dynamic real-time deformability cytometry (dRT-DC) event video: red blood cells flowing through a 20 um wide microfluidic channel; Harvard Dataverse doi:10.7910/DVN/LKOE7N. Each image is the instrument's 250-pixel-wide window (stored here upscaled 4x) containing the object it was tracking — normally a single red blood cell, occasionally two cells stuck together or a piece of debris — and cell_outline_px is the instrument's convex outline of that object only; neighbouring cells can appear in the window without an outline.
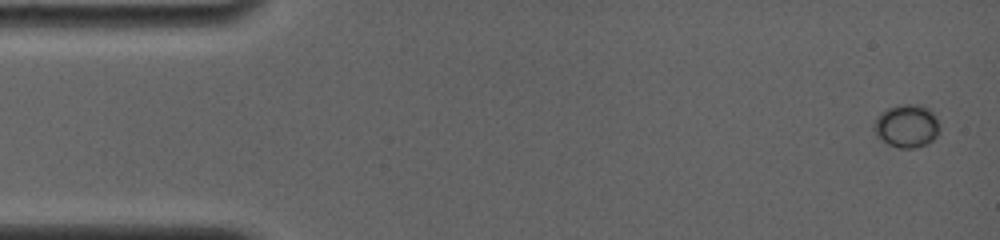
{"species": "common noctule bat (a hibernating species)", "species_latin": "Nyctalus noctula", "temperature_condition": "room temperature", "stored_images_in_passage": 6, "camera_frame_rate_fps": 4000, "um_per_image_px": 0.085, "animal": {"sex": "female", "body_mass_g": 19.0, "forearm_length_mm": 56.7}, "frame": {"image": 1, "passage_image": 1, "time_ms": 0.0, "image_size_px": [1000, 240], "cell_outline_px": [[936, 136], [932, 140], [916, 148], [896, 148], [888, 144], [872, 128], [872, 124], [876, 116], [880, 112], [888, 108], [900, 104], [924, 104], [936, 116]], "centroid_in_image_um": [77.02, 10.68], "position_along_channel_um": 8.0, "area_um2": 16.3}}
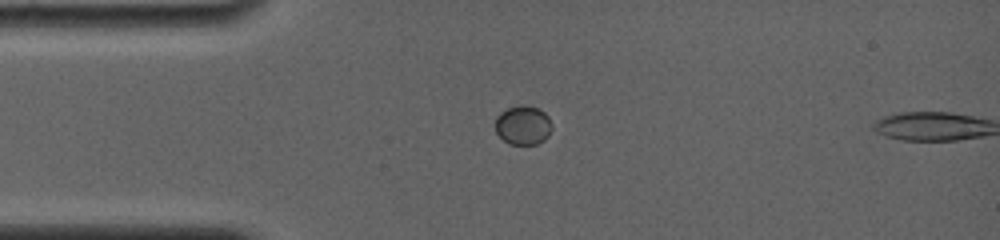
{"frame": {"image": 2, "passage_image": 5, "time_ms": 3.5, "image_size_px": [1000, 240], "cell_outline_px": [[552, 128], [548, 136], [544, 140], [536, 144], [508, 144], [496, 132], [496, 116], [500, 112], [508, 108], [520, 104], [524, 104], [540, 108], [548, 116], [552, 124]], "centroid_in_image_um": [44.48, 10.62], "position_along_channel_um": 40.5, "area_um2": 13.06}}